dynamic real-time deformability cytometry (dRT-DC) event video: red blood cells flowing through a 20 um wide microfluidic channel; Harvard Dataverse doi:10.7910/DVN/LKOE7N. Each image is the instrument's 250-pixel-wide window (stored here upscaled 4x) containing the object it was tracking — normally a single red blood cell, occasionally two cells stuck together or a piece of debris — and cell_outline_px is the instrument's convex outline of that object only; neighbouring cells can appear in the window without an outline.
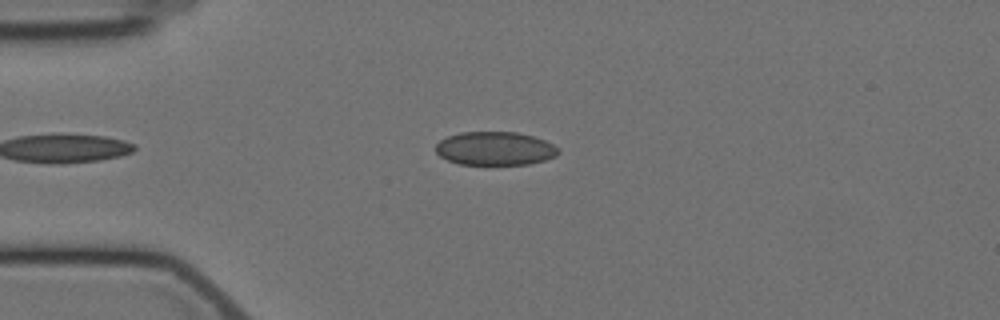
{"species": "Egyptian fruit bat (a non-hibernating species)", "species_latin": "Rousettus aegyptiacus", "temperature_condition": "cold", "stored_images_in_passage": 44, "camera_frame_rate_fps": 3000, "um_per_image_px": 0.085, "animal": {"sex": "female"}, "frame": {"image": 1, "passage_image": 4, "time_ms": 1.0, "image_size_px": [1000, 320], "cell_outline_px": [[560, 152], [556, 156], [544, 160], [528, 164], [460, 164], [448, 160], [440, 156], [436, 152], [436, 144], [440, 140], [448, 136], [460, 132], [516, 132], [532, 136], [544, 140], [560, 148]], "centroid_in_image_um": [42.08, 12.62], "position_along_channel_um": 42.9, "area_um2": 23.87}}
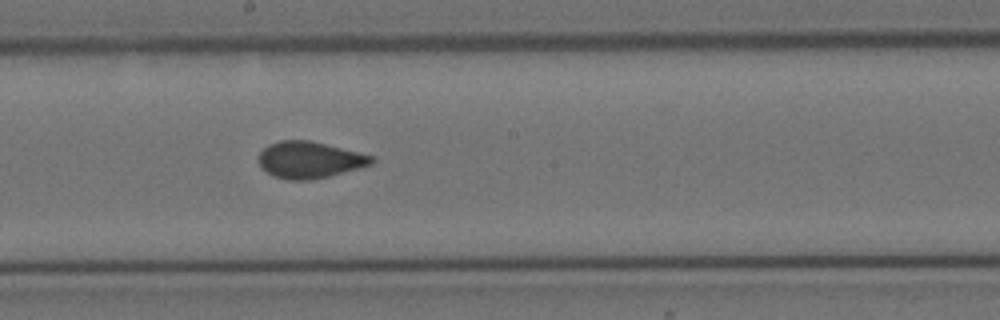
{"frame": {"image": 2, "passage_image": 21, "time_ms": 6.667, "image_size_px": [1000, 320], "cell_outline_px": [[376, 160], [372, 164], [328, 176], [312, 180], [288, 180], [272, 176], [260, 168], [256, 160], [260, 152], [268, 144], [280, 140], [308, 140], [372, 156]], "centroid_in_image_um": [26.22, 13.6], "position_along_channel_um": 222.0, "area_um2": 24.04}}
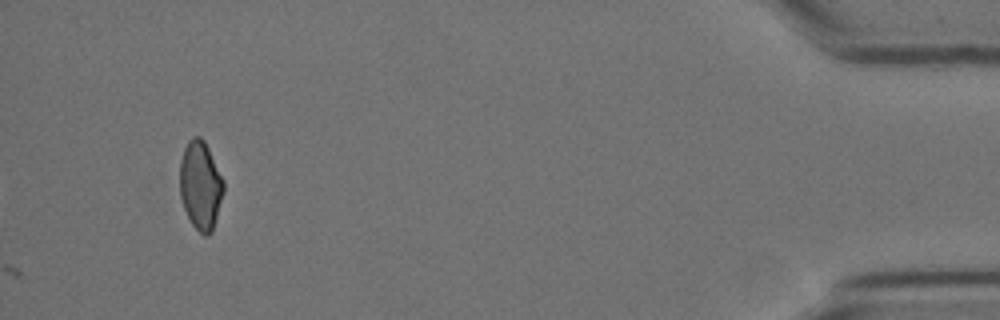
{"frame": {"image": 3, "passage_image": 44, "time_ms": 14.333, "image_size_px": [1000, 320], "cell_outline_px": [[224, 192], [212, 232], [208, 236], [204, 236], [192, 224], [184, 208], [180, 196], [180, 160], [184, 148], [188, 140], [192, 136], [200, 136], [204, 140], [224, 180]], "centroid_in_image_um": [17.04, 15.74], "position_along_channel_um": 418.2, "area_um2": 22.66}, "authors_computed_cell_mechanics": {"area_um2": 23.9581, "velocity_mm_per_s": 3.5125, "shape_relaxation_time_tau1_ms": null, "shape_relaxation_time_tau2_ms": 1.2909, "deformation_change_tau1": null, "deformation_change_tau2": 0.0468}}